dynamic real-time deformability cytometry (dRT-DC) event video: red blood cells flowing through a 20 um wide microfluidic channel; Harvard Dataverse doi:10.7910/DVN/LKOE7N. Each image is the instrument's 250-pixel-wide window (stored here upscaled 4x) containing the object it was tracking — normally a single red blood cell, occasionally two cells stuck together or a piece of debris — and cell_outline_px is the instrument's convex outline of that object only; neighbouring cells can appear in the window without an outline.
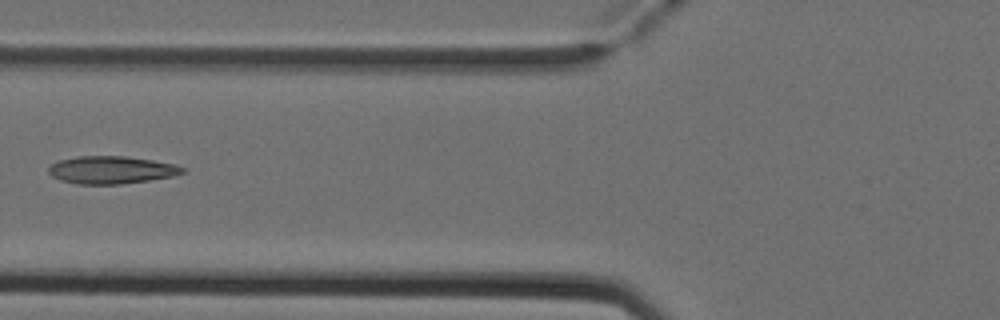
{"species": "Egyptian fruit bat (a non-hibernating species)", "species_latin": "Rousettus aegyptiacus", "temperature_condition": "cold", "stored_images_in_passage": 6, "camera_frame_rate_fps": 3000, "um_per_image_px": 0.085, "animal": {"sex": "female"}, "frame": {"image": 1, "passage_image": 5, "time_ms": 1.333, "image_size_px": [1000, 320], "cell_outline_px": [[184, 172], [172, 176], [148, 180], [120, 184], [76, 184], [60, 180], [52, 176], [48, 172], [48, 168], [52, 164], [60, 160], [76, 156], [124, 156], [152, 160], [176, 164], [184, 168]], "centroid_in_image_um": [9.44, 14.44], "position_along_channel_um": 116.4, "area_um2": 21.44}}